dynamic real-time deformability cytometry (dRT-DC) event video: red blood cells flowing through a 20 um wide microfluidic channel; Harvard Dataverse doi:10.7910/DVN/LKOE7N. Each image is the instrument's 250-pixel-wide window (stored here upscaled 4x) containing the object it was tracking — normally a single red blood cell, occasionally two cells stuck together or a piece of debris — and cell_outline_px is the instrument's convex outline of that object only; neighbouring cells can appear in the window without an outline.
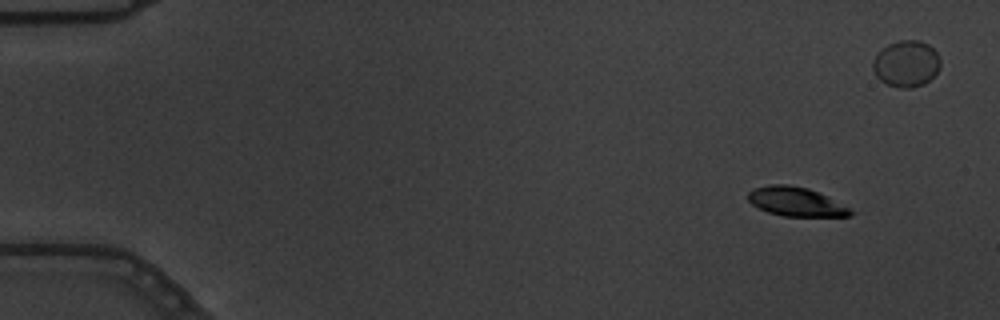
{"species": "common noctule bat (a hibernating species)", "species_latin": "Nyctalus noctula", "temperature_condition": "warm", "stored_images_in_passage": 8, "camera_frame_rate_fps": 3000, "um_per_image_px": 0.085, "animal": {"sex": "male", "body_mass_g": 19.5, "forearm_length_mm": 54.6}, "frame": {"image": 1, "passage_image": 2, "time_ms": 0.333, "image_size_px": [1000, 320], "cell_outline_px": [[856, 212], [852, 216], [784, 216], [768, 212], [752, 204], [748, 200], [748, 192], [752, 188], [768, 184], [788, 184], [808, 188]], "centroid_in_image_um": [67.6, 17.14], "position_along_channel_um": 17.4, "area_um2": 17.11}}